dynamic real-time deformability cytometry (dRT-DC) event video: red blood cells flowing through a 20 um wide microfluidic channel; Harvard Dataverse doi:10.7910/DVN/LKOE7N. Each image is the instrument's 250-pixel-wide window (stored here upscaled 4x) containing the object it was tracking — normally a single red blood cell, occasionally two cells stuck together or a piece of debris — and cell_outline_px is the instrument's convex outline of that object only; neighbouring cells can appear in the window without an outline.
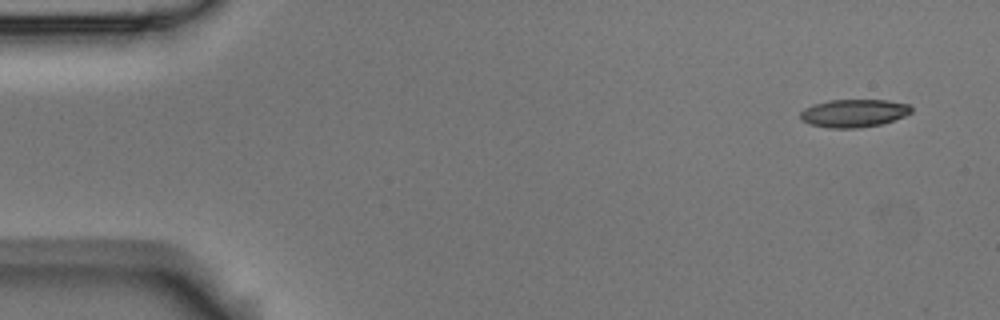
{"species": "Egyptian fruit bat (a non-hibernating species)", "species_latin": "Rousettus aegyptiacus", "temperature_condition": "room temperature", "stored_images_in_passage": 4, "camera_frame_rate_fps": 3000, "um_per_image_px": 0.085, "animal": {"sex": "male"}, "frame": {"image": 1, "passage_image": 1, "time_ms": 0.0, "image_size_px": [1000, 320], "cell_outline_px": [[912, 112], [904, 116], [880, 124], [856, 128], [828, 128], [808, 124], [800, 120], [800, 112], [804, 108], [812, 104], [828, 100], [888, 100], [908, 104], [912, 108]], "centroid_in_image_um": [72.52, 9.61], "position_along_channel_um": 12.5, "area_um2": 18.15}}
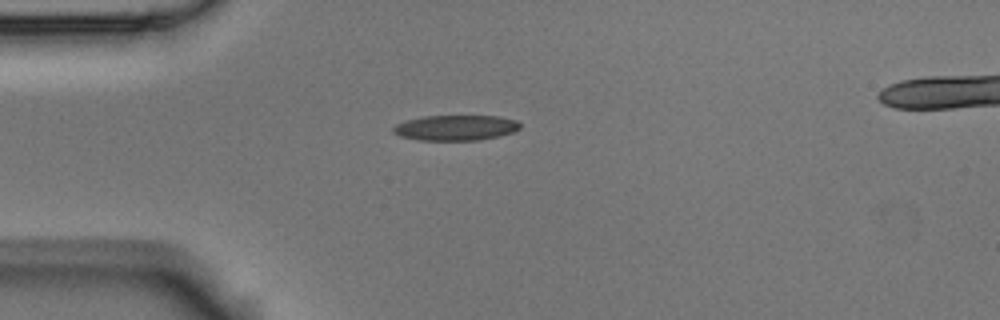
{"frame": {"image": 2, "passage_image": 4, "time_ms": 1.0, "image_size_px": [1000, 320], "cell_outline_px": [[520, 128], [512, 132], [500, 136], [480, 140], [420, 140], [400, 136], [392, 132], [392, 128], [396, 124], [408, 120], [424, 116], [496, 116], [516, 120], [520, 124]], "centroid_in_image_um": [38.73, 10.86], "position_along_channel_um": 46.3, "area_um2": 18.67}}